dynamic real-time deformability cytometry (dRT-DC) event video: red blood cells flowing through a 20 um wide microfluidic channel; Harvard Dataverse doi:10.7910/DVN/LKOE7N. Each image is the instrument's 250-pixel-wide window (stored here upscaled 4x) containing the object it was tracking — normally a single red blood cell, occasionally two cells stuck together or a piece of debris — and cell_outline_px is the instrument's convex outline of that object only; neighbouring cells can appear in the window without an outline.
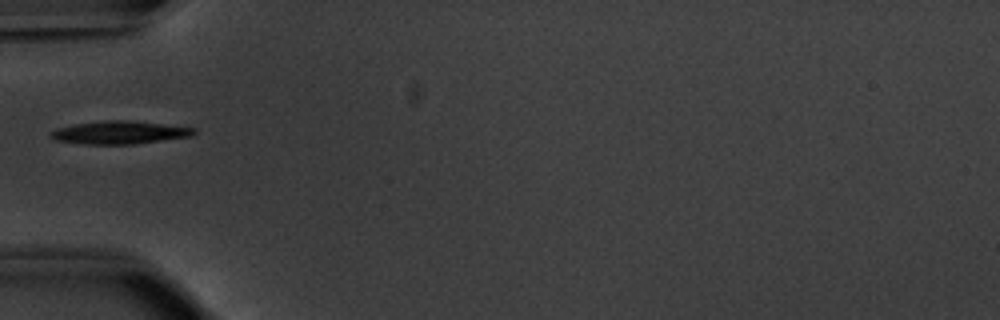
{"species": "common noctule bat (a hibernating species)", "species_latin": "Nyctalus noctula", "temperature_condition": "warm", "stored_images_in_passage": 36, "camera_frame_rate_fps": 3000, "um_per_image_px": 0.085, "animal": {"sex": "male", "body_mass_g": 20.1, "forearm_length_mm": 53.5}, "frame": {"image": 1, "passage_image": 1, "time_ms": 0.0, "image_size_px": [1000, 320], "cell_outline_px": [[196, 132], [192, 136], [136, 144], [84, 144], [56, 140], [48, 136], [48, 132], [56, 128], [72, 124], [104, 120], [128, 120], [196, 128]], "centroid_in_image_um": [10.12, 11.26], "position_along_channel_um": 74.9, "area_um2": 19.31}}
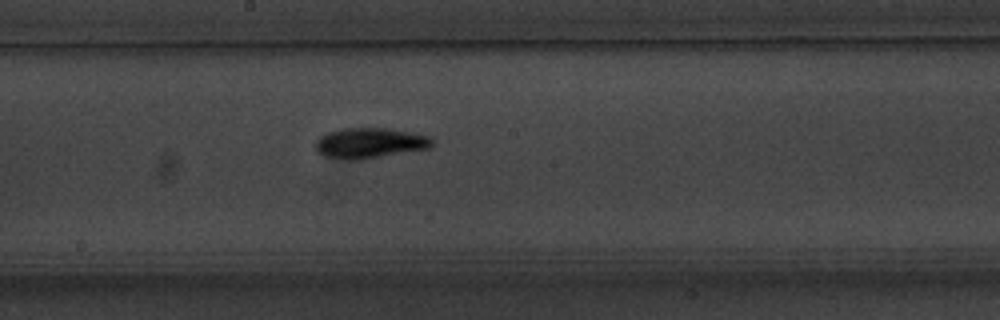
{"frame": {"image": 2, "passage_image": 12, "time_ms": 3.667, "image_size_px": [1000, 320], "cell_outline_px": [[432, 148], [360, 160], [344, 160], [324, 156], [316, 148], [316, 140], [320, 136], [328, 132], [344, 128], [388, 128], [412, 132], [432, 136]], "centroid_in_image_um": [31.47, 12.16], "position_along_channel_um": 216.7, "area_um2": 20.87}}
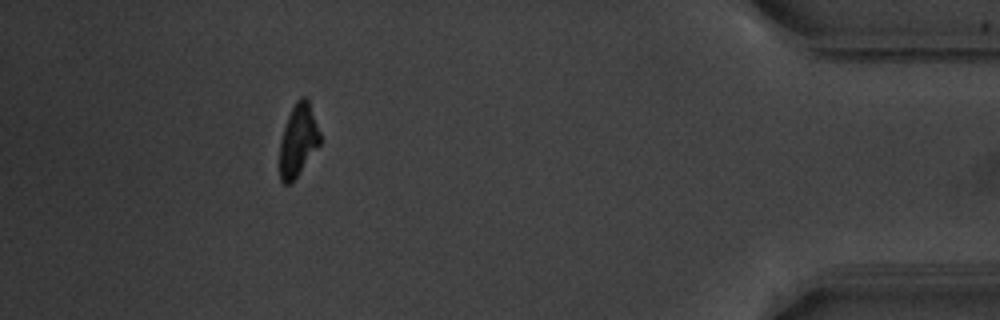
{"frame": {"image": 3, "passage_image": 31, "time_ms": 10.0, "image_size_px": [1000, 320], "cell_outline_px": [[320, 144], [296, 176], [288, 184], [284, 184], [280, 180], [280, 140], [288, 116], [296, 100], [300, 96], [304, 96], [308, 100], [320, 132]], "centroid_in_image_um": [25.33, 11.89], "position_along_channel_um": 409.9, "area_um2": 16.59}}